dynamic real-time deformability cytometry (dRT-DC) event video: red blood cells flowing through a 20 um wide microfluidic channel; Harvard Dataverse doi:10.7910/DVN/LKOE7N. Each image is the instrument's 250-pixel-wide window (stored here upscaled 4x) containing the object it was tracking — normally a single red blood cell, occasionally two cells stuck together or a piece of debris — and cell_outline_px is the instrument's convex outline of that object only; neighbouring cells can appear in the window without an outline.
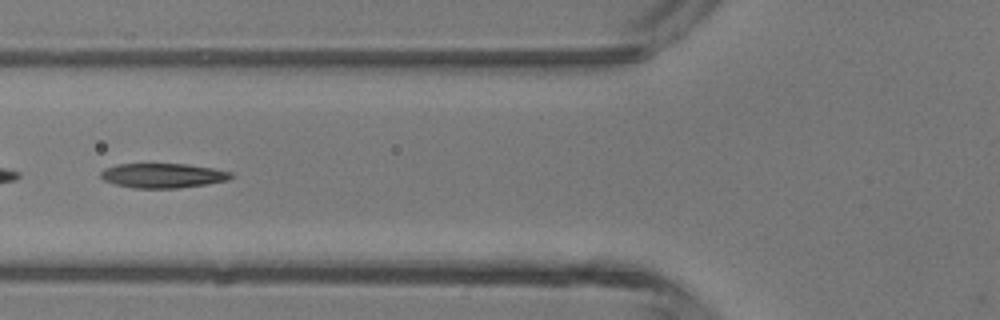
{"species": "common noctule bat (a hibernating species)", "species_latin": "Nyctalus noctula", "temperature_condition": "room temperature", "stored_images_in_passage": 32, "camera_frame_rate_fps": 3000, "um_per_image_px": 0.085, "animal": {"sex": "male", "body_mass_g": 13.3}, "frame": {"image": 1, "passage_image": 5, "time_ms": 1.333, "image_size_px": [1000, 320], "cell_outline_px": [[232, 176], [228, 180], [180, 188], [132, 188], [116, 184], [104, 180], [100, 176], [100, 172], [104, 168], [116, 164], [184, 164], [212, 168], [232, 172]], "centroid_in_image_um": [13.8, 14.92], "position_along_channel_um": 112.0, "area_um2": 18.55}}
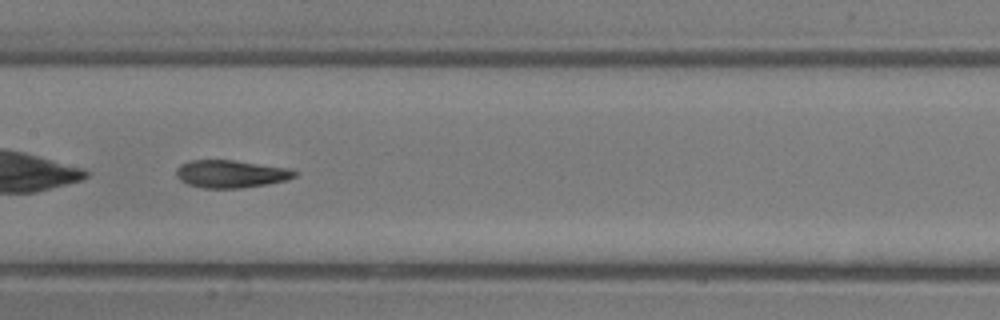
{"frame": {"image": 2, "passage_image": 10, "time_ms": 3.0, "image_size_px": [1000, 320], "cell_outline_px": [[296, 176], [284, 180], [264, 184], [240, 188], [204, 188], [188, 184], [180, 180], [176, 176], [176, 168], [180, 164], [188, 160], [232, 160], [288, 168], [296, 172]], "centroid_in_image_um": [19.55, 14.77], "position_along_channel_um": 187.9, "area_um2": 18.84}}
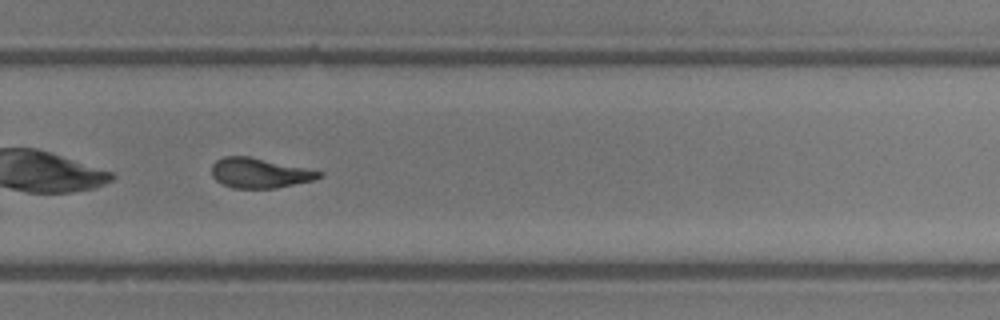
{"frame": {"image": 3, "passage_image": 18, "time_ms": 5.667, "image_size_px": [1000, 320], "cell_outline_px": [[324, 172], [320, 176], [312, 180], [276, 188], [232, 188], [216, 180], [212, 176], [212, 164], [216, 160], [224, 156], [248, 156]], "centroid_in_image_um": [22.02, 14.7], "position_along_channel_um": 307.8, "area_um2": 18.44}}